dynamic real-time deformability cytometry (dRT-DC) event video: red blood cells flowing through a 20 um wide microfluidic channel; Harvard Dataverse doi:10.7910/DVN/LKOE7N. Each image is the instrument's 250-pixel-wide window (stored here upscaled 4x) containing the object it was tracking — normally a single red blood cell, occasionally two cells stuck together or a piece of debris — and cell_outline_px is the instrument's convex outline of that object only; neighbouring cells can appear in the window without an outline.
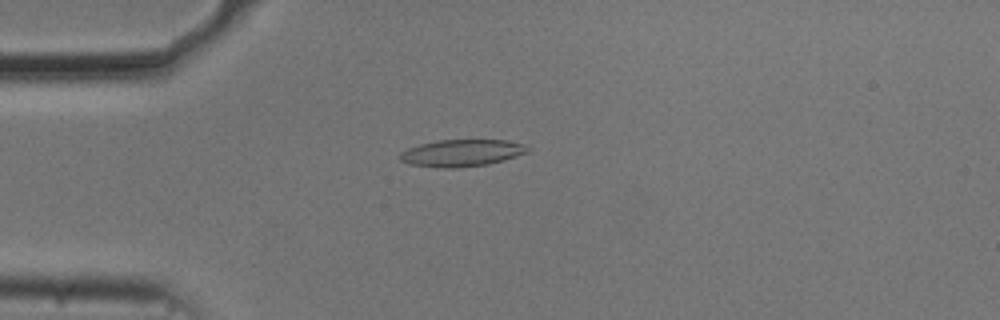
{"species": "common noctule bat (a hibernating species)", "species_latin": "Nyctalus noctula", "temperature_condition": "cold", "stored_images_in_passage": 54, "camera_frame_rate_fps": 3000, "um_per_image_px": 0.085, "animal": {"sex": "male", "body_mass_g": 20.5, "forearm_length_mm": 52.5}, "frame": {"image": 1, "passage_image": 14, "time_ms": 4.333, "image_size_px": [1000, 320], "cell_outline_px": [[532, 148], [528, 152], [504, 160], [488, 164], [456, 168], [440, 168], [408, 164], [400, 160], [400, 152], [408, 148], [420, 144], [436, 140], [508, 140], [524, 144]], "centroid_in_image_um": [39.26, 13.0], "position_along_channel_um": 45.7, "area_um2": 20.23}}
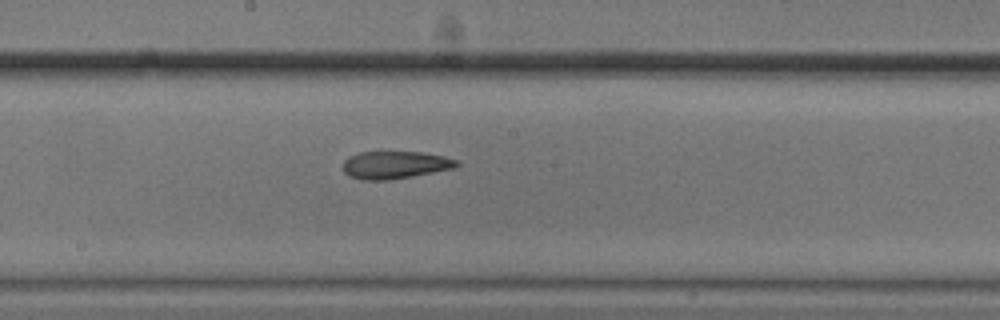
{"frame": {"image": 2, "passage_image": 29, "time_ms": 9.333, "image_size_px": [1000, 320], "cell_outline_px": [[460, 164], [456, 168], [412, 176], [388, 180], [364, 180], [348, 176], [344, 172], [344, 160], [348, 156], [360, 152], [420, 152], [444, 156], [460, 160]], "centroid_in_image_um": [33.61, 14.01], "position_along_channel_um": 214.6, "area_um2": 18.38}}
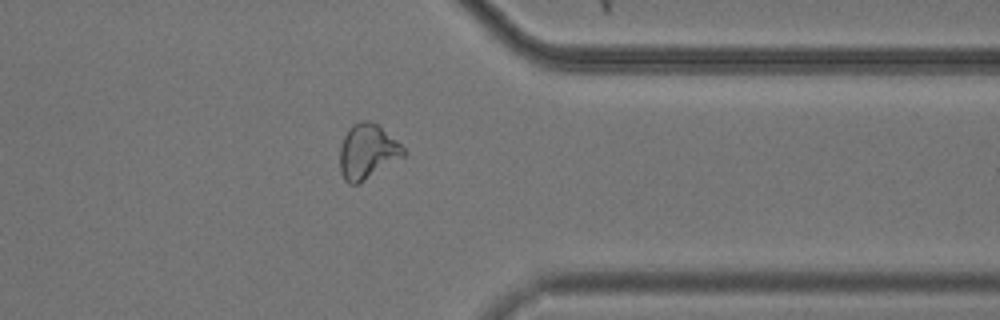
{"frame": {"image": 3, "passage_image": 43, "time_ms": 14.0, "image_size_px": [1000, 320], "cell_outline_px": [[408, 152], [404, 156], [356, 184], [348, 184], [344, 180], [340, 172], [340, 144], [348, 128], [352, 124], [360, 120], [368, 120], [376, 124], [400, 144]], "centroid_in_image_um": [31.19, 12.87], "position_along_channel_um": 380.2, "area_um2": 20.06}, "authors_computed_cell_mechanics": {"area_um2": 19.7965, "velocity_mm_per_s": 3.7053, "shape_relaxation_time_tau1_ms": 3.7885, "shape_relaxation_time_tau2_ms": 3.9346, "deformation_change_tau1": 0.1259, "deformation_change_tau2": 0.1156}}